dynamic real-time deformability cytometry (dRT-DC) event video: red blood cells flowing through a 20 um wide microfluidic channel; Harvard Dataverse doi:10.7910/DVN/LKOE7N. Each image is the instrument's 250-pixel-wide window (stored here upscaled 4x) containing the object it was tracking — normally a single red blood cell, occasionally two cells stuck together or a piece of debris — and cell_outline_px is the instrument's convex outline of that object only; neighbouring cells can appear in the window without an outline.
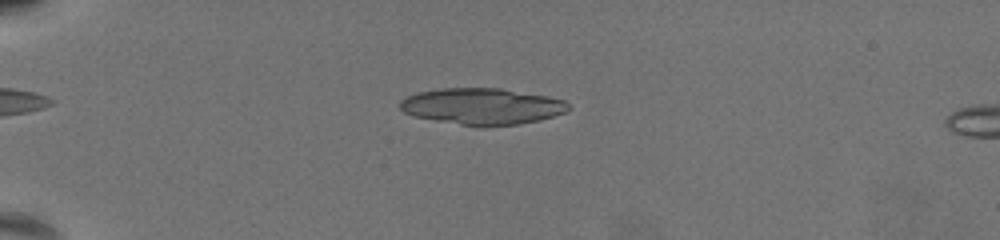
{"species": "common noctule bat (a hibernating species)", "species_latin": "Nyctalus noctula", "temperature_condition": "warm", "stored_images_in_passage": 69, "camera_frame_rate_fps": 3000, "um_per_image_px": 0.085, "animal": {"sex": "female", "body_mass_g": 19.5, "forearm_length_mm": 54.1}, "frame": {"image": 1, "passage_image": 20, "time_ms": 6.333, "image_size_px": [1000, 240], "cell_outline_px": [[572, 108], [564, 112], [540, 120], [520, 124], [480, 128], [436, 120], [416, 116], [404, 112], [400, 108], [400, 100], [416, 92], [444, 88], [500, 88], [548, 96], [564, 100]], "centroid_in_image_um": [41.0, 9.05], "position_along_channel_um": 44.0, "area_um2": 35.89}}